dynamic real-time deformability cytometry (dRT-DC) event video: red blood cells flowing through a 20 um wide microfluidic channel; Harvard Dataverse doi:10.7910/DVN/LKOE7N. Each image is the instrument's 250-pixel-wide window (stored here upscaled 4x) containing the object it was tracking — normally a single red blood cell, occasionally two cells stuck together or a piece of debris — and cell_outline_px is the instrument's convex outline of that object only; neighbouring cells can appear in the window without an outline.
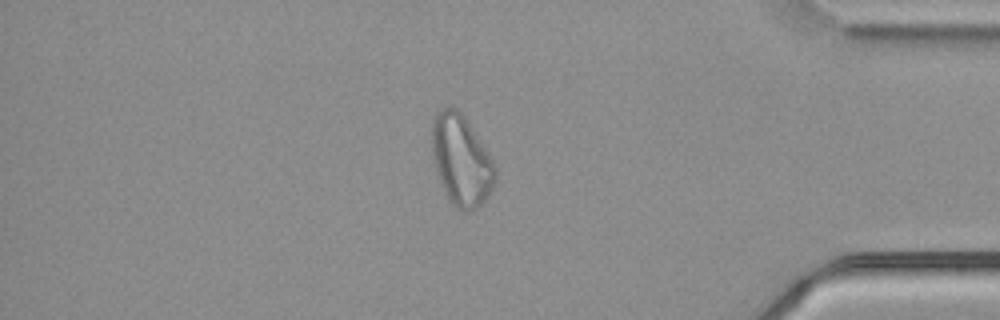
{"species": "common noctule bat (a hibernating species)", "species_latin": "Nyctalus noctula", "temperature_condition": "cold", "stored_images_in_passage": 56, "camera_frame_rate_fps": 3000, "um_per_image_px": 0.085, "animal": {"sex": "male", "body_mass_g": 21.5, "forearm_length_mm": 52.0}, "frame": {"image": 1, "passage_image": 48, "time_ms": 15.667, "image_size_px": [1000, 320], "cell_outline_px": [[496, 180], [488, 196], [472, 212], [464, 212], [456, 208], [448, 200], [440, 184], [436, 172], [432, 156], [432, 120], [436, 112], [440, 108], [456, 108], [464, 116], [492, 160], [496, 168]], "centroid_in_image_um": [39.18, 13.67], "position_along_channel_um": 396.0, "area_um2": 33.47}}